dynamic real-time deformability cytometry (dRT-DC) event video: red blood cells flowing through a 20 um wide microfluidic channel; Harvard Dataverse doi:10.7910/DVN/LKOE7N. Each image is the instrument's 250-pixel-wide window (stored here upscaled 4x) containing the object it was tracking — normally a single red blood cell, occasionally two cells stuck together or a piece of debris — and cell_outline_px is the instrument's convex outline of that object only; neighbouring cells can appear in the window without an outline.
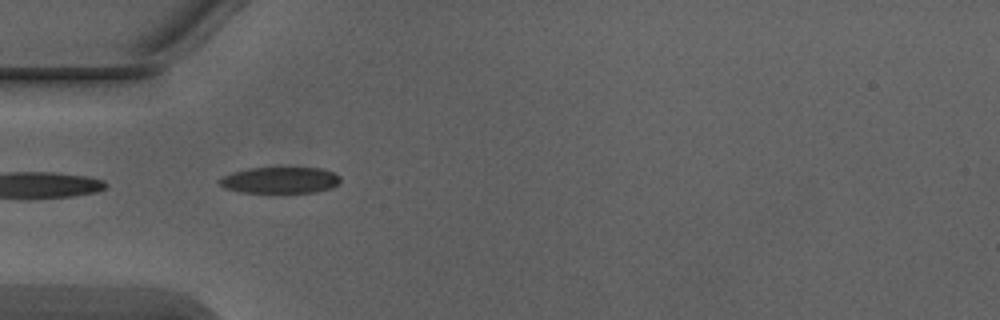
{"species": "Egyptian fruit bat (a non-hibernating species)", "species_latin": "Rousettus aegyptiacus", "temperature_condition": "warm", "stored_images_in_passage": 7, "segment_of_instrument_passage": [2, 2], "camera_frame_rate_fps": 3000, "um_per_image_px": 0.085, "animal": {"sex": "male"}, "frame": {"image": 1, "passage_image": 5, "time_ms": 1.333, "image_size_px": [1000, 320], "cell_outline_px": [[340, 180], [332, 188], [316, 192], [240, 192], [224, 188], [216, 180], [232, 172], [248, 168], [320, 168], [332, 172], [340, 176]], "centroid_in_image_um": [23.78, 15.31], "position_along_channel_um": 61.2, "area_um2": 18.44}}
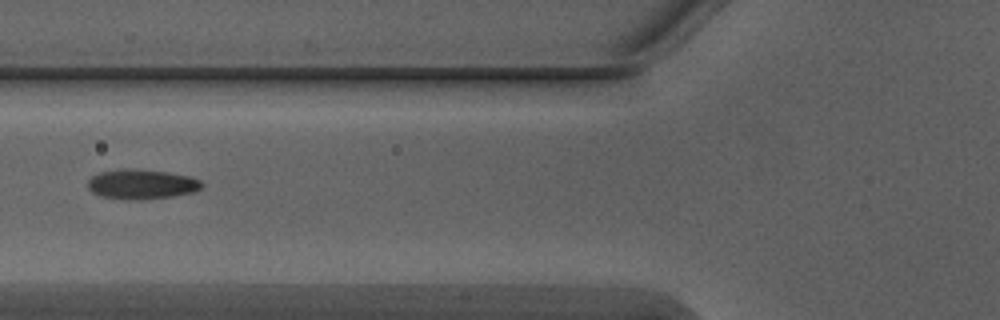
{"frame": {"image": 2, "passage_image": 6, "time_ms": 1.667, "image_size_px": [1000, 320], "cell_outline_px": [[204, 184], [200, 188], [192, 192], [172, 196], [140, 200], [128, 200], [100, 196], [92, 192], [88, 188], [88, 180], [92, 176], [100, 172], [120, 168], [136, 168], [168, 172], [192, 176], [200, 180]], "centroid_in_image_um": [12.02, 15.64], "position_along_channel_um": 113.8, "area_um2": 20.06}}
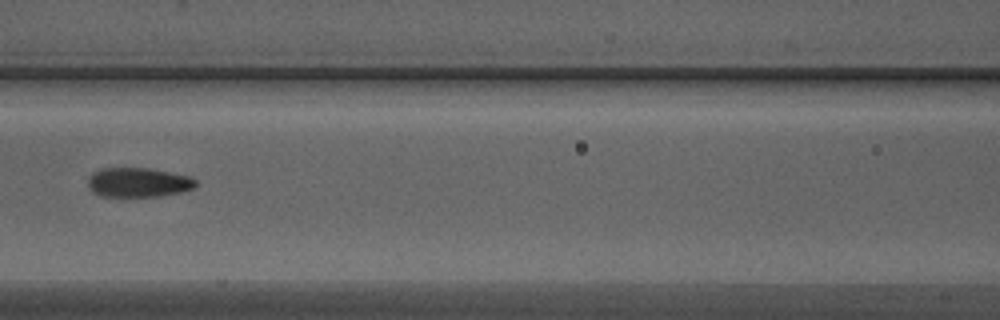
{"frame": {"image": 3, "passage_image": 7, "time_ms": 2.0, "image_size_px": [1000, 320], "cell_outline_px": [[196, 188], [180, 192], [160, 196], [100, 196], [92, 192], [88, 188], [88, 176], [92, 172], [100, 168], [148, 168], [188, 176], [196, 180]], "centroid_in_image_um": [11.71, 15.5], "position_along_channel_um": 154.9, "area_um2": 18.55}}